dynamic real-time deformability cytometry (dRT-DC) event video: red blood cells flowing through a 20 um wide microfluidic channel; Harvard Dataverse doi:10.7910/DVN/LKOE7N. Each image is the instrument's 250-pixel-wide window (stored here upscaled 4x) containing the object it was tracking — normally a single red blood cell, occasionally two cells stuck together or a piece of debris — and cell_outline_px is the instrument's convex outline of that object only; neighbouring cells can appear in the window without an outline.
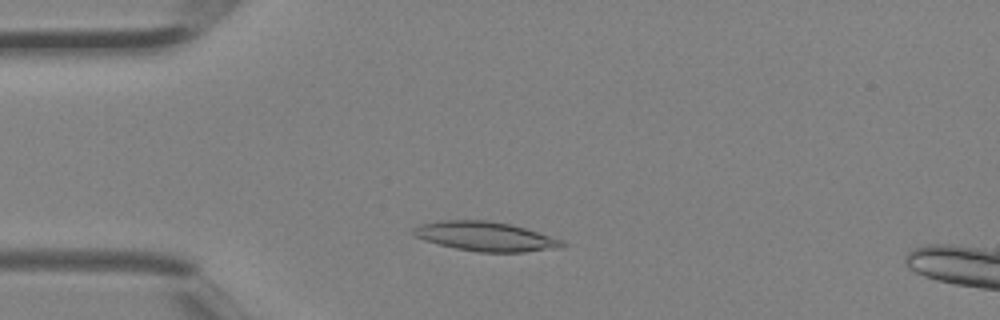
{"species": "Egyptian fruit bat (a non-hibernating species)", "species_latin": "Rousettus aegyptiacus", "temperature_condition": "room temperature", "stored_images_in_passage": 4, "camera_frame_rate_fps": 3000, "um_per_image_px": 0.085, "animal": {"sex": "female"}, "frame": {"image": 1, "passage_image": 3, "time_ms": 0.667, "image_size_px": [1000, 320], "cell_outline_px": [[568, 244], [552, 248], [524, 252], [476, 252], [456, 248], [424, 240], [416, 236], [412, 232], [412, 228], [420, 224], [440, 220], [488, 220], [508, 224], [524, 228], [564, 240]], "centroid_in_image_um": [41.23, 20.09], "position_along_channel_um": 43.8, "area_um2": 25.2}}